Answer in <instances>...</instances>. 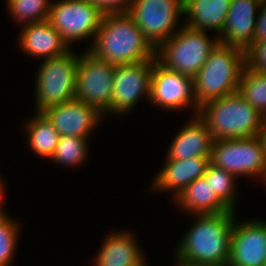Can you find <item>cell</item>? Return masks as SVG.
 I'll return each instance as SVG.
<instances>
[{
	"label": "cell",
	"mask_w": 266,
	"mask_h": 266,
	"mask_svg": "<svg viewBox=\"0 0 266 266\" xmlns=\"http://www.w3.org/2000/svg\"><path fill=\"white\" fill-rule=\"evenodd\" d=\"M128 14L156 49L179 30L184 0H134Z\"/></svg>",
	"instance_id": "obj_9"
},
{
	"label": "cell",
	"mask_w": 266,
	"mask_h": 266,
	"mask_svg": "<svg viewBox=\"0 0 266 266\" xmlns=\"http://www.w3.org/2000/svg\"><path fill=\"white\" fill-rule=\"evenodd\" d=\"M245 66V50L218 43L193 77L198 106L238 92Z\"/></svg>",
	"instance_id": "obj_4"
},
{
	"label": "cell",
	"mask_w": 266,
	"mask_h": 266,
	"mask_svg": "<svg viewBox=\"0 0 266 266\" xmlns=\"http://www.w3.org/2000/svg\"><path fill=\"white\" fill-rule=\"evenodd\" d=\"M264 1L231 0L219 43L246 50L254 42L257 13Z\"/></svg>",
	"instance_id": "obj_15"
},
{
	"label": "cell",
	"mask_w": 266,
	"mask_h": 266,
	"mask_svg": "<svg viewBox=\"0 0 266 266\" xmlns=\"http://www.w3.org/2000/svg\"><path fill=\"white\" fill-rule=\"evenodd\" d=\"M1 176V175H0ZM4 181L2 180V178L0 177V217L3 216L5 214V208L3 207V204H4V196H5V182L3 183ZM3 202V203H2Z\"/></svg>",
	"instance_id": "obj_32"
},
{
	"label": "cell",
	"mask_w": 266,
	"mask_h": 266,
	"mask_svg": "<svg viewBox=\"0 0 266 266\" xmlns=\"http://www.w3.org/2000/svg\"><path fill=\"white\" fill-rule=\"evenodd\" d=\"M101 246L93 266H148L138 241L128 231L109 233Z\"/></svg>",
	"instance_id": "obj_18"
},
{
	"label": "cell",
	"mask_w": 266,
	"mask_h": 266,
	"mask_svg": "<svg viewBox=\"0 0 266 266\" xmlns=\"http://www.w3.org/2000/svg\"><path fill=\"white\" fill-rule=\"evenodd\" d=\"M210 163L239 177H258L266 173L264 146L260 136L213 140Z\"/></svg>",
	"instance_id": "obj_7"
},
{
	"label": "cell",
	"mask_w": 266,
	"mask_h": 266,
	"mask_svg": "<svg viewBox=\"0 0 266 266\" xmlns=\"http://www.w3.org/2000/svg\"><path fill=\"white\" fill-rule=\"evenodd\" d=\"M198 116L207 124L213 140L258 136L265 120L238 92L205 103Z\"/></svg>",
	"instance_id": "obj_3"
},
{
	"label": "cell",
	"mask_w": 266,
	"mask_h": 266,
	"mask_svg": "<svg viewBox=\"0 0 266 266\" xmlns=\"http://www.w3.org/2000/svg\"><path fill=\"white\" fill-rule=\"evenodd\" d=\"M175 261H176V263H175L176 266H201V265L186 264V263H183L182 261L177 260V259H175Z\"/></svg>",
	"instance_id": "obj_34"
},
{
	"label": "cell",
	"mask_w": 266,
	"mask_h": 266,
	"mask_svg": "<svg viewBox=\"0 0 266 266\" xmlns=\"http://www.w3.org/2000/svg\"><path fill=\"white\" fill-rule=\"evenodd\" d=\"M149 101L171 111L194 107V116L200 111L194 93V78L168 70L157 61L153 63Z\"/></svg>",
	"instance_id": "obj_11"
},
{
	"label": "cell",
	"mask_w": 266,
	"mask_h": 266,
	"mask_svg": "<svg viewBox=\"0 0 266 266\" xmlns=\"http://www.w3.org/2000/svg\"><path fill=\"white\" fill-rule=\"evenodd\" d=\"M24 125L28 133L29 150H32L40 158L50 159L60 135L49 119L42 112H36L31 119L25 121Z\"/></svg>",
	"instance_id": "obj_22"
},
{
	"label": "cell",
	"mask_w": 266,
	"mask_h": 266,
	"mask_svg": "<svg viewBox=\"0 0 266 266\" xmlns=\"http://www.w3.org/2000/svg\"><path fill=\"white\" fill-rule=\"evenodd\" d=\"M134 0H107V13H128Z\"/></svg>",
	"instance_id": "obj_30"
},
{
	"label": "cell",
	"mask_w": 266,
	"mask_h": 266,
	"mask_svg": "<svg viewBox=\"0 0 266 266\" xmlns=\"http://www.w3.org/2000/svg\"><path fill=\"white\" fill-rule=\"evenodd\" d=\"M237 222L235 216L228 266H266V221Z\"/></svg>",
	"instance_id": "obj_13"
},
{
	"label": "cell",
	"mask_w": 266,
	"mask_h": 266,
	"mask_svg": "<svg viewBox=\"0 0 266 266\" xmlns=\"http://www.w3.org/2000/svg\"><path fill=\"white\" fill-rule=\"evenodd\" d=\"M88 138L75 136H60L53 155L50 157L54 163L62 166H79L87 161Z\"/></svg>",
	"instance_id": "obj_23"
},
{
	"label": "cell",
	"mask_w": 266,
	"mask_h": 266,
	"mask_svg": "<svg viewBox=\"0 0 266 266\" xmlns=\"http://www.w3.org/2000/svg\"><path fill=\"white\" fill-rule=\"evenodd\" d=\"M230 4L231 0H184V16L187 20L182 25L199 31L213 30L215 36L219 37Z\"/></svg>",
	"instance_id": "obj_20"
},
{
	"label": "cell",
	"mask_w": 266,
	"mask_h": 266,
	"mask_svg": "<svg viewBox=\"0 0 266 266\" xmlns=\"http://www.w3.org/2000/svg\"><path fill=\"white\" fill-rule=\"evenodd\" d=\"M104 13L84 0H59L51 4L48 21L71 47L92 37L94 41Z\"/></svg>",
	"instance_id": "obj_10"
},
{
	"label": "cell",
	"mask_w": 266,
	"mask_h": 266,
	"mask_svg": "<svg viewBox=\"0 0 266 266\" xmlns=\"http://www.w3.org/2000/svg\"><path fill=\"white\" fill-rule=\"evenodd\" d=\"M191 118L175 135L166 158L185 160L192 157H210L213 138L208 126L198 115Z\"/></svg>",
	"instance_id": "obj_19"
},
{
	"label": "cell",
	"mask_w": 266,
	"mask_h": 266,
	"mask_svg": "<svg viewBox=\"0 0 266 266\" xmlns=\"http://www.w3.org/2000/svg\"><path fill=\"white\" fill-rule=\"evenodd\" d=\"M254 41H266V0L261 5L257 15Z\"/></svg>",
	"instance_id": "obj_29"
},
{
	"label": "cell",
	"mask_w": 266,
	"mask_h": 266,
	"mask_svg": "<svg viewBox=\"0 0 266 266\" xmlns=\"http://www.w3.org/2000/svg\"><path fill=\"white\" fill-rule=\"evenodd\" d=\"M155 61L115 66L110 115L121 116L129 113L141 98L147 97L150 100L151 74Z\"/></svg>",
	"instance_id": "obj_12"
},
{
	"label": "cell",
	"mask_w": 266,
	"mask_h": 266,
	"mask_svg": "<svg viewBox=\"0 0 266 266\" xmlns=\"http://www.w3.org/2000/svg\"><path fill=\"white\" fill-rule=\"evenodd\" d=\"M79 58L72 47L61 56L41 59L34 86L36 112L75 99Z\"/></svg>",
	"instance_id": "obj_6"
},
{
	"label": "cell",
	"mask_w": 266,
	"mask_h": 266,
	"mask_svg": "<svg viewBox=\"0 0 266 266\" xmlns=\"http://www.w3.org/2000/svg\"><path fill=\"white\" fill-rule=\"evenodd\" d=\"M52 2L49 0H7L11 19L22 26L48 20Z\"/></svg>",
	"instance_id": "obj_25"
},
{
	"label": "cell",
	"mask_w": 266,
	"mask_h": 266,
	"mask_svg": "<svg viewBox=\"0 0 266 266\" xmlns=\"http://www.w3.org/2000/svg\"><path fill=\"white\" fill-rule=\"evenodd\" d=\"M218 43V36L183 25L155 49V58L168 70L194 77Z\"/></svg>",
	"instance_id": "obj_5"
},
{
	"label": "cell",
	"mask_w": 266,
	"mask_h": 266,
	"mask_svg": "<svg viewBox=\"0 0 266 266\" xmlns=\"http://www.w3.org/2000/svg\"><path fill=\"white\" fill-rule=\"evenodd\" d=\"M259 136L263 142L265 159H266V118L264 120V124H263V127L261 128Z\"/></svg>",
	"instance_id": "obj_33"
},
{
	"label": "cell",
	"mask_w": 266,
	"mask_h": 266,
	"mask_svg": "<svg viewBox=\"0 0 266 266\" xmlns=\"http://www.w3.org/2000/svg\"><path fill=\"white\" fill-rule=\"evenodd\" d=\"M262 181H263V185L265 186L266 185V173H265V177Z\"/></svg>",
	"instance_id": "obj_35"
},
{
	"label": "cell",
	"mask_w": 266,
	"mask_h": 266,
	"mask_svg": "<svg viewBox=\"0 0 266 266\" xmlns=\"http://www.w3.org/2000/svg\"><path fill=\"white\" fill-rule=\"evenodd\" d=\"M209 163L210 157H192L185 160L166 158L150 189L160 193L171 190L174 192L172 200H175L190 183L203 177Z\"/></svg>",
	"instance_id": "obj_16"
},
{
	"label": "cell",
	"mask_w": 266,
	"mask_h": 266,
	"mask_svg": "<svg viewBox=\"0 0 266 266\" xmlns=\"http://www.w3.org/2000/svg\"><path fill=\"white\" fill-rule=\"evenodd\" d=\"M217 197L230 209L236 211V179L232 173L216 167L209 163L205 174L203 175ZM235 180V181H234Z\"/></svg>",
	"instance_id": "obj_26"
},
{
	"label": "cell",
	"mask_w": 266,
	"mask_h": 266,
	"mask_svg": "<svg viewBox=\"0 0 266 266\" xmlns=\"http://www.w3.org/2000/svg\"><path fill=\"white\" fill-rule=\"evenodd\" d=\"M41 112L60 136L88 139L104 116L96 108L77 99L47 107Z\"/></svg>",
	"instance_id": "obj_14"
},
{
	"label": "cell",
	"mask_w": 266,
	"mask_h": 266,
	"mask_svg": "<svg viewBox=\"0 0 266 266\" xmlns=\"http://www.w3.org/2000/svg\"><path fill=\"white\" fill-rule=\"evenodd\" d=\"M4 214L0 217V266H11L17 251L20 222Z\"/></svg>",
	"instance_id": "obj_27"
},
{
	"label": "cell",
	"mask_w": 266,
	"mask_h": 266,
	"mask_svg": "<svg viewBox=\"0 0 266 266\" xmlns=\"http://www.w3.org/2000/svg\"><path fill=\"white\" fill-rule=\"evenodd\" d=\"M235 212L193 215L196 221L182 236L173 259L191 265L228 266Z\"/></svg>",
	"instance_id": "obj_1"
},
{
	"label": "cell",
	"mask_w": 266,
	"mask_h": 266,
	"mask_svg": "<svg viewBox=\"0 0 266 266\" xmlns=\"http://www.w3.org/2000/svg\"><path fill=\"white\" fill-rule=\"evenodd\" d=\"M99 8L104 14H107V0H84Z\"/></svg>",
	"instance_id": "obj_31"
},
{
	"label": "cell",
	"mask_w": 266,
	"mask_h": 266,
	"mask_svg": "<svg viewBox=\"0 0 266 266\" xmlns=\"http://www.w3.org/2000/svg\"><path fill=\"white\" fill-rule=\"evenodd\" d=\"M20 29L18 45L28 56L43 60L61 56L72 48L48 20L26 24Z\"/></svg>",
	"instance_id": "obj_17"
},
{
	"label": "cell",
	"mask_w": 266,
	"mask_h": 266,
	"mask_svg": "<svg viewBox=\"0 0 266 266\" xmlns=\"http://www.w3.org/2000/svg\"><path fill=\"white\" fill-rule=\"evenodd\" d=\"M246 67L259 74H266V41H254L245 50Z\"/></svg>",
	"instance_id": "obj_28"
},
{
	"label": "cell",
	"mask_w": 266,
	"mask_h": 266,
	"mask_svg": "<svg viewBox=\"0 0 266 266\" xmlns=\"http://www.w3.org/2000/svg\"><path fill=\"white\" fill-rule=\"evenodd\" d=\"M86 49L114 66L156 60L155 48L128 13L104 14L94 41Z\"/></svg>",
	"instance_id": "obj_2"
},
{
	"label": "cell",
	"mask_w": 266,
	"mask_h": 266,
	"mask_svg": "<svg viewBox=\"0 0 266 266\" xmlns=\"http://www.w3.org/2000/svg\"><path fill=\"white\" fill-rule=\"evenodd\" d=\"M188 214H219L230 209L217 197L206 178L200 177L190 183L174 200Z\"/></svg>",
	"instance_id": "obj_21"
},
{
	"label": "cell",
	"mask_w": 266,
	"mask_h": 266,
	"mask_svg": "<svg viewBox=\"0 0 266 266\" xmlns=\"http://www.w3.org/2000/svg\"><path fill=\"white\" fill-rule=\"evenodd\" d=\"M238 93L266 118V74L244 67Z\"/></svg>",
	"instance_id": "obj_24"
},
{
	"label": "cell",
	"mask_w": 266,
	"mask_h": 266,
	"mask_svg": "<svg viewBox=\"0 0 266 266\" xmlns=\"http://www.w3.org/2000/svg\"><path fill=\"white\" fill-rule=\"evenodd\" d=\"M114 70L113 64L97 58L86 49L78 62L75 99L96 108L104 116H109Z\"/></svg>",
	"instance_id": "obj_8"
}]
</instances>
